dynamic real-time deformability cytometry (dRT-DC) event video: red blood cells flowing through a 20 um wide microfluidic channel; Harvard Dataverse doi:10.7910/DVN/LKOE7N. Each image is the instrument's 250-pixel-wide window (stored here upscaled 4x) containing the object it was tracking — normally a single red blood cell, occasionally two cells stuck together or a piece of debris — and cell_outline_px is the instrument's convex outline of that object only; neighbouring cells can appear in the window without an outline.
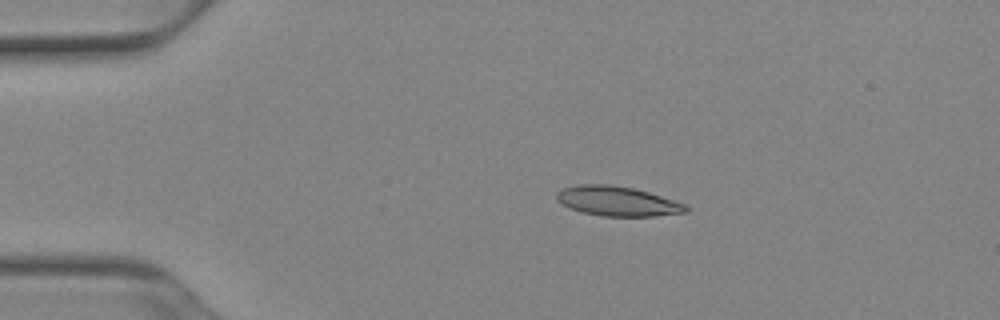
{"species": "Egyptian fruit bat (a non-hibernating species)", "species_latin": "Rousettus aegyptiacus", "temperature_condition": "cold", "stored_images_in_passage": 42, "camera_frame_rate_fps": 3000, "um_per_image_px": 0.085, "animal": {"sex": "female"}, "frame": {"image": 1, "passage_image": 1, "time_ms": 0.0, "image_size_px": [1000, 320], "cell_outline_px": [[692, 208], [688, 212], [656, 216], [600, 216], [580, 212], [556, 200], [556, 192], [564, 188], [580, 184], [608, 184], [632, 188], [648, 192], [684, 204]], "centroid_in_image_um": [52.49, 17.11], "position_along_channel_um": 32.5, "area_um2": 22.25}}
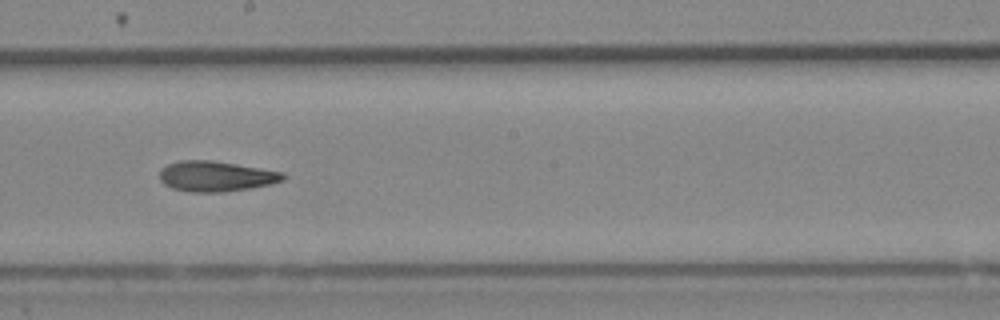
{"frame": {"image": 2, "passage_image": 20, "time_ms": 6.333, "image_size_px": [1000, 320], "cell_outline_px": [[288, 176], [284, 180], [272, 184], [224, 192], [192, 192], [172, 188], [164, 184], [160, 180], [160, 168], [168, 164], [180, 160], [212, 160], [284, 172]], "centroid_in_image_um": [18.37, 14.98], "position_along_channel_um": 229.8, "area_um2": 21.96}}
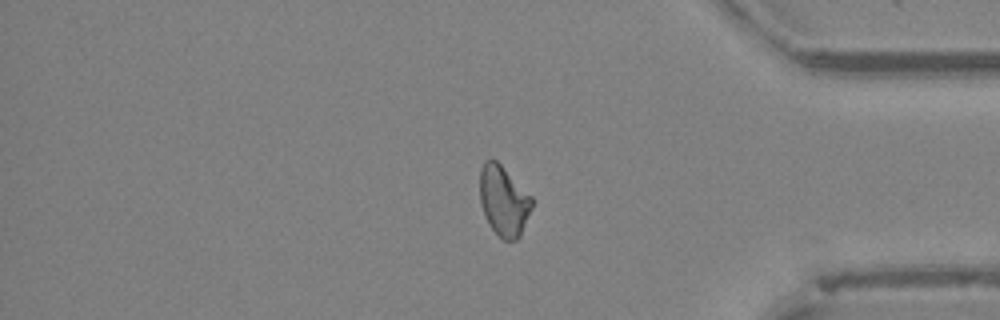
{"frame": {"image": 3, "passage_image": 34, "time_ms": 11.0, "image_size_px": [1000, 320], "cell_outline_px": [[532, 208], [520, 236], [516, 240], [504, 240], [488, 224], [480, 204], [480, 168], [484, 160], [496, 160], [532, 196]], "centroid_in_image_um": [42.8, 17.06], "position_along_channel_um": 392.4, "area_um2": 21.21}, "authors_computed_cell_mechanics": {"area_um2": 21.8773, "velocity_mm_per_s": 3.9174, "shape_relaxation_time_tau1_ms": 11.0458, "shape_relaxation_time_tau2_ms": 4.8269, "deformation_change_tau1": 0.2488, "deformation_change_tau2": 0.135}}